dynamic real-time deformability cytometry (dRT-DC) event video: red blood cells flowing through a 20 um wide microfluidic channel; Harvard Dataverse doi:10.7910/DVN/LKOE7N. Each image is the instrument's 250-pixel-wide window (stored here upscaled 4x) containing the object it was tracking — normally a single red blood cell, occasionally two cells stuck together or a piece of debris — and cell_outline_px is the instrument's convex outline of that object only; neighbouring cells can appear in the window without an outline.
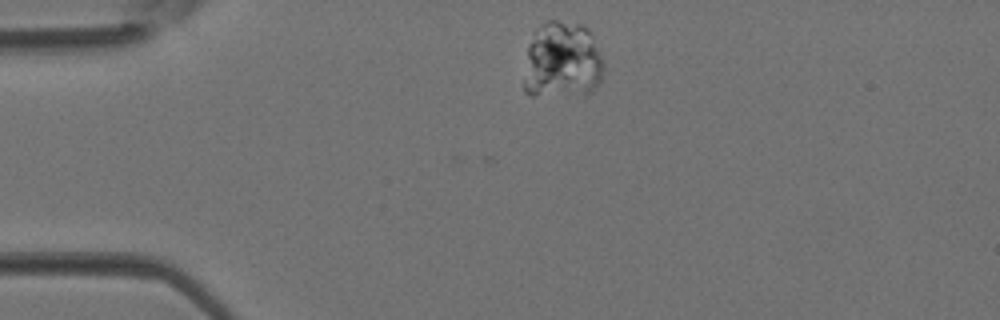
{"species": "Egyptian fruit bat (a non-hibernating species)", "species_latin": "Rousettus aegyptiacus", "temperature_condition": "room temperature", "stored_images_in_passage": 2, "camera_frame_rate_fps": 3000, "um_per_image_px": 0.085, "animal": {"sex": "female"}, "frame": {"image": 1, "passage_image": 2, "time_ms": 0.333, "image_size_px": [1000, 320], "cell_outline_px": [[604, 76], [592, 92], [532, 96], [524, 92], [524, 80], [528, 44], [532, 32], [548, 20], [556, 20], [580, 24], [592, 36], [604, 64]], "centroid_in_image_um": [47.77, 5.14], "position_along_channel_um": 37.2, "area_um2": 35.66}}